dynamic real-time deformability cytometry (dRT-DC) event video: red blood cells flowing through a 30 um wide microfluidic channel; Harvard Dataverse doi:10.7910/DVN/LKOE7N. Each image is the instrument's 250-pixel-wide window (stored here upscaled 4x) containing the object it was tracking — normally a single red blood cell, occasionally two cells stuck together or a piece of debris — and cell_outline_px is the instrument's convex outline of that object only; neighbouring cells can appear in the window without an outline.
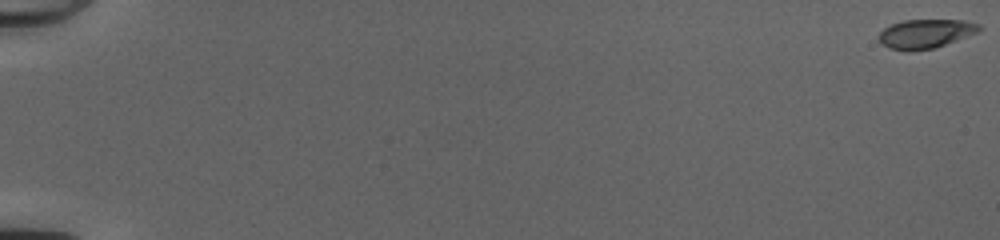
{"species": "common noctule bat (a hibernating species)", "species_latin": "Nyctalus noctula", "temperature_condition": "cold", "stored_images_in_passage": 54, "camera_frame_rate_fps": 3000, "um_per_image_px": 0.085, "animal": {"sex": "female", "body_mass_g": 20.0, "forearm_length_mm": 54.0}, "frame": {"image": 1, "passage_image": 1, "time_ms": 0.0, "image_size_px": [1000, 240], "cell_outline_px": [[980, 32], [936, 48], [912, 52], [888, 48], [880, 44], [876, 36], [884, 28], [892, 24], [904, 20], [964, 20], [980, 24]], "centroid_in_image_um": [78.65, 2.89], "position_along_channel_um": 6.3, "area_um2": 17.4}}
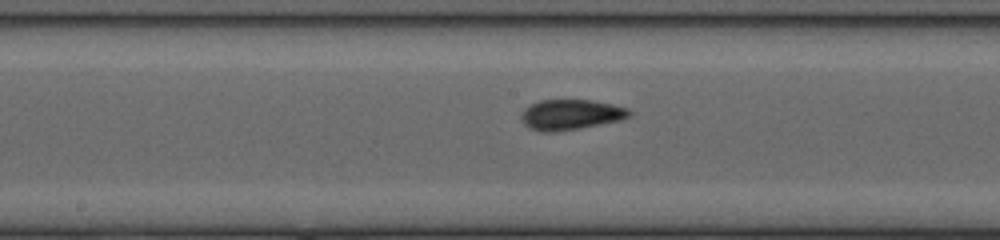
{"frame": {"image": 2, "passage_image": 31, "time_ms": 10.0, "image_size_px": [1000, 240], "cell_outline_px": [[632, 116], [620, 120], [580, 128], [552, 132], [540, 132], [524, 124], [520, 116], [520, 112], [528, 104], [540, 100], [592, 100], [612, 104], [628, 108], [632, 112]], "centroid_in_image_um": [48.5, 9.73], "position_along_channel_um": 199.7, "area_um2": 19.25}}
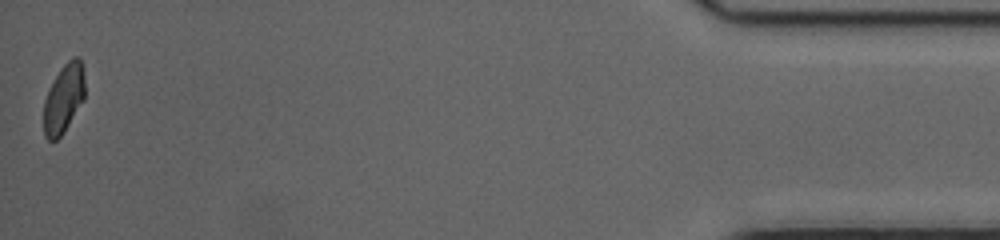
{"frame": {"image": 3, "passage_image": 54, "time_ms": 17.667, "image_size_px": [1000, 240], "cell_outline_px": [[84, 100], [64, 132], [56, 140], [48, 140], [44, 136], [44, 100], [60, 68], [72, 56], [80, 56], [84, 76]], "centroid_in_image_um": [5.43, 8.36], "position_along_channel_um": 429.8, "area_um2": 16.47}, "authors_computed_cell_mechanics": {"area_um2": 17.7735, "velocity_mm_per_s": 4.0433, "shape_relaxation_time_tau1_ms": 8.164, "shape_relaxation_time_tau2_ms": 1.3107, "deformation_change_tau1": 0.181, "deformation_change_tau2": 0.0565}}